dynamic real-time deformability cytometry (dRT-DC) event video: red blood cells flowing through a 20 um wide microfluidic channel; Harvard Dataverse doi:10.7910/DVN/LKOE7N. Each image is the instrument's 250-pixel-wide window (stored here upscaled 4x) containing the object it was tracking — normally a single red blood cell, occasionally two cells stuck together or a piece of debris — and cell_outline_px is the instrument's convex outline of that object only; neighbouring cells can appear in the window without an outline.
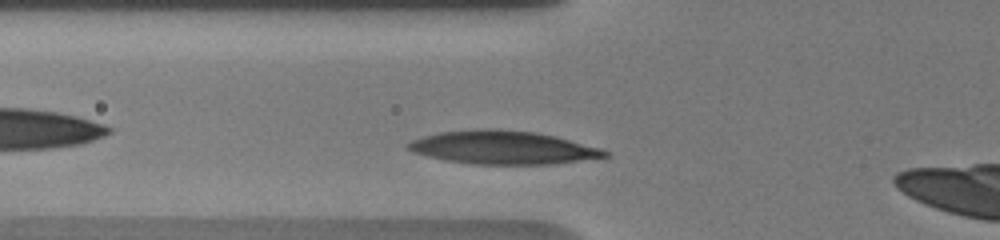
{"species": "human", "species_latin": "Homo sapiens", "temperature_condition": "warm", "stored_images_in_passage": 7, "camera_frame_rate_fps": 3000, "um_per_image_px": 0.085, "donor": {"sex": "male"}, "frame": {"image": 1, "passage_image": 2, "time_ms": 0.333, "image_size_px": [1000, 240], "cell_outline_px": [[612, 156], [552, 164], [472, 164], [444, 160], [412, 152], [404, 148], [404, 144], [412, 140], [424, 136], [440, 132], [480, 128], [496, 128], [536, 132], [556, 136], [604, 148]], "centroid_in_image_um": [42.76, 12.53], "position_along_channel_um": 83.0, "area_um2": 38.67}}
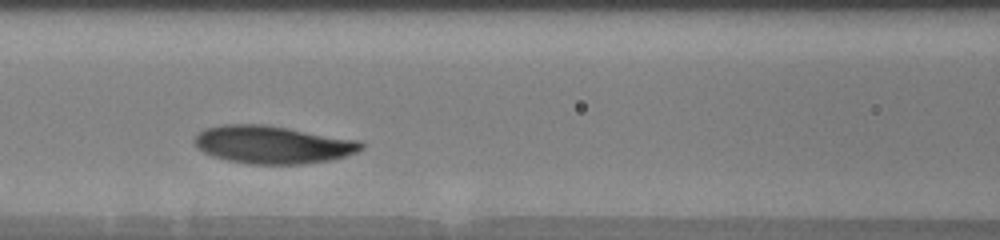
{"frame": {"image": 2, "passage_image": 6, "time_ms": 2.0, "image_size_px": [1000, 240], "cell_outline_px": [[364, 148], [348, 156], [332, 160], [304, 164], [248, 164], [228, 160], [212, 156], [196, 148], [192, 140], [204, 128], [220, 124], [264, 124], [360, 140], [364, 144]], "centroid_in_image_um": [23.17, 12.29], "position_along_channel_um": 143.4, "area_um2": 37.11}}
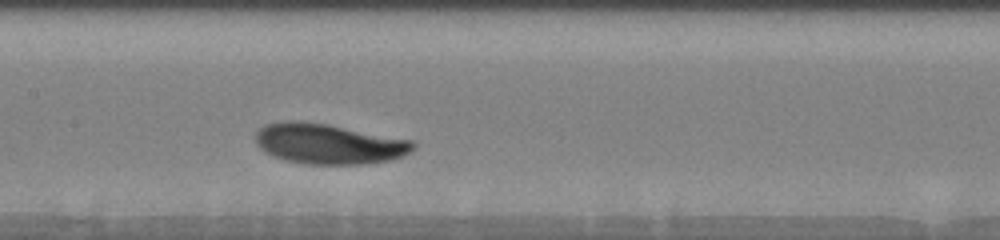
{"frame": {"image": 3, "passage_image": 7, "time_ms": 3.0, "image_size_px": [1000, 240], "cell_outline_px": [[416, 148], [404, 156], [392, 160], [368, 164], [304, 164], [284, 160], [272, 156], [264, 152], [256, 144], [256, 132], [264, 124], [288, 120], [296, 120], [328, 124], [416, 140]], "centroid_in_image_um": [27.98, 12.22], "position_along_channel_um": 179.4, "area_um2": 37.74}}